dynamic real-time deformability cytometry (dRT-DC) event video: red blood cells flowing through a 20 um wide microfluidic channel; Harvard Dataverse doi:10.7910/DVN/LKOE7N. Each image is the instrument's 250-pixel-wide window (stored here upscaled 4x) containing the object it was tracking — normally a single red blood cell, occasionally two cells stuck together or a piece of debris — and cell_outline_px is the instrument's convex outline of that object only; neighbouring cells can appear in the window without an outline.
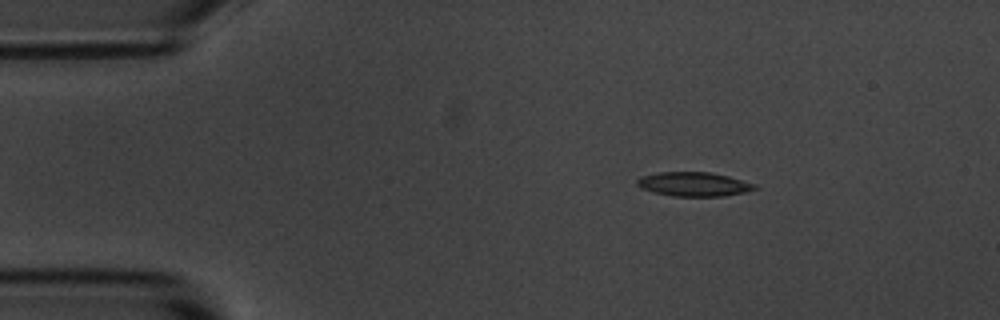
{"species": "common noctule bat (a hibernating species)", "species_latin": "Nyctalus noctula", "temperature_condition": "room temperature", "stored_images_in_passage": 3, "camera_frame_rate_fps": 3000, "um_per_image_px": 0.085, "animal": {"sex": "male", "body_mass_g": 20.1, "forearm_length_mm": 53.5}, "frame": {"image": 1, "passage_image": 2, "time_ms": 1.0, "image_size_px": [1000, 320], "cell_outline_px": [[760, 188], [748, 192], [724, 196], [672, 196], [652, 192], [640, 188], [636, 184], [636, 180], [640, 176], [660, 172], [708, 172], [728, 176], [756, 184]], "centroid_in_image_um": [58.98, 15.66], "position_along_channel_um": 26.0, "area_um2": 16.76}}